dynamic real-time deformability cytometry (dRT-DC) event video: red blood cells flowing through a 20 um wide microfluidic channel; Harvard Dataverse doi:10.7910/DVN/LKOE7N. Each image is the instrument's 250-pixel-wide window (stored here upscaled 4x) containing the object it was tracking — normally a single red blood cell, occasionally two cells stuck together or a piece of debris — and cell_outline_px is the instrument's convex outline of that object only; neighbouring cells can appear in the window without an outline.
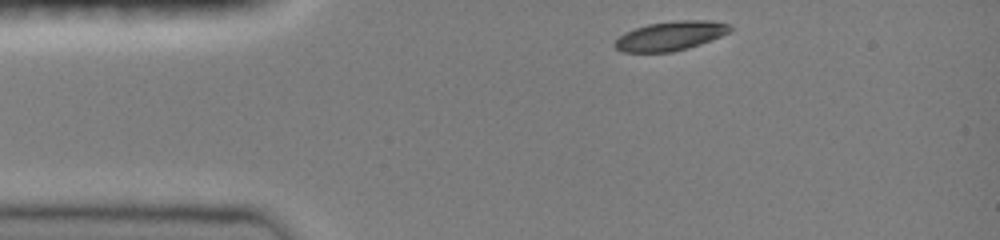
{"species": "common noctule bat (a hibernating species)", "species_latin": "Nyctalus noctula", "temperature_condition": "room temperature", "stored_images_in_passage": 29, "camera_frame_rate_fps": 3000, "um_per_image_px": 0.085, "animal": {"sex": "female", "body_mass_g": 19.0, "forearm_length_mm": 51.5}, "frame": {"image": 1, "passage_image": 1, "time_ms": 0.0, "image_size_px": [1000, 240], "cell_outline_px": [[732, 28], [728, 32], [720, 36], [700, 44], [688, 48], [672, 52], [620, 52], [612, 44], [624, 32], [648, 24], [676, 20], [712, 20], [732, 24]], "centroid_in_image_um": [56.98, 3.04], "position_along_channel_um": 28.0, "area_um2": 19.71}}
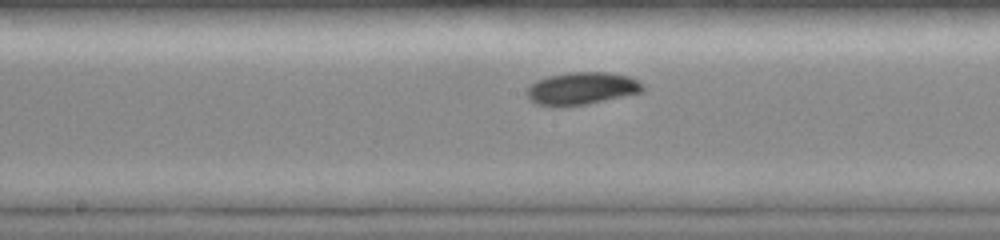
{"frame": {"image": 2, "passage_image": 17, "time_ms": 5.333, "image_size_px": [1000, 240], "cell_outline_px": [[644, 88], [640, 92], [588, 104], [564, 108], [560, 108], [536, 104], [528, 100], [524, 92], [536, 80], [548, 76], [568, 72], [608, 72], [628, 76], [644, 84]], "centroid_in_image_um": [49.37, 7.54], "position_along_channel_um": 198.8, "area_um2": 22.31}}
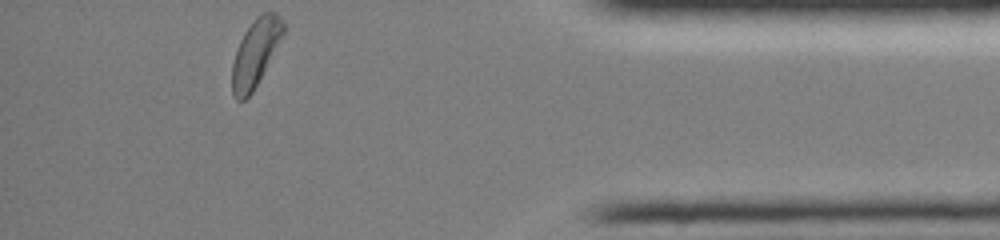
{"frame": {"image": 3, "passage_image": 29, "time_ms": 9.333, "image_size_px": [1000, 240], "cell_outline_px": [[284, 36], [252, 92], [244, 100], [236, 100], [232, 96], [232, 60], [236, 48], [244, 32], [256, 16], [260, 12], [276, 12], [280, 16], [284, 24]], "centroid_in_image_um": [21.71, 4.47], "position_along_channel_um": 413.5, "area_um2": 20.23}, "authors_computed_cell_mechanics": {"area_um2": 21.097, "velocity_mm_per_s": 4.0359, "shape_relaxation_time_tau1_ms": 2.7434, "shape_relaxation_time_tau2_ms": null, "deformation_change_tau1": 0.1458, "deformation_change_tau2": null}}